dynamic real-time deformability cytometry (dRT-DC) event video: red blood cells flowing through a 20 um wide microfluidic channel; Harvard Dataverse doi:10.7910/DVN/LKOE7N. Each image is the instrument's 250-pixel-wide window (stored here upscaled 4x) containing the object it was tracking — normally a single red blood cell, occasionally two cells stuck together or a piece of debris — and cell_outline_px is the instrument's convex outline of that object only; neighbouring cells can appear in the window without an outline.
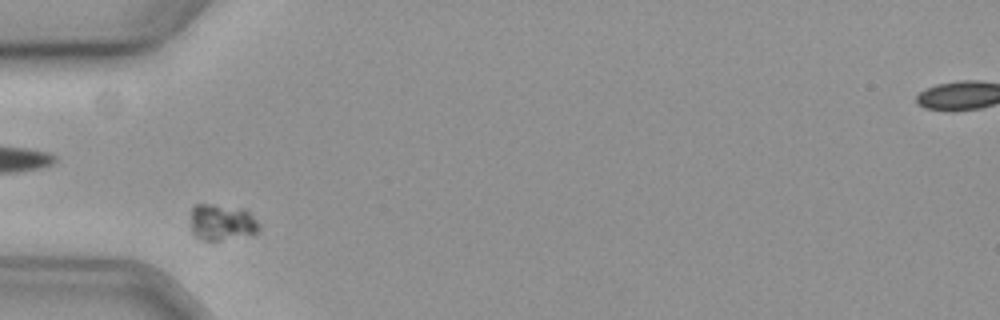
{"species": "common noctule bat (a hibernating species)", "species_latin": "Nyctalus noctula", "temperature_condition": "cold", "stored_images_in_passage": 38, "camera_frame_rate_fps": 3000, "um_per_image_px": 0.085, "animal": {"sex": "female", "body_mass_g": 19.3, "forearm_length_mm": 54.1}, "frame": {"image": 1, "passage_image": 1, "time_ms": 0.0, "image_size_px": [1000, 320], "cell_outline_px": [[260, 232], [252, 236], [220, 240], [204, 240], [196, 236], [192, 232], [192, 208], [196, 204], [212, 204], [244, 208], [260, 224]], "centroid_in_image_um": [18.93, 18.91], "position_along_channel_um": 66.1, "area_um2": 14.68}}
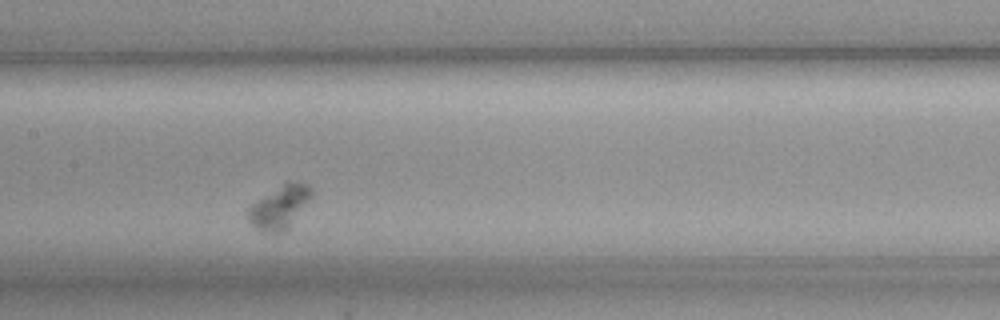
{"frame": {"image": 2, "passage_image": 12, "time_ms": 3.667, "image_size_px": [1000, 320], "cell_outline_px": [[316, 192], [288, 228], [284, 232], [260, 232], [248, 220], [248, 208], [252, 204], [264, 196], [284, 184], [308, 184]], "centroid_in_image_um": [23.78, 17.65], "position_along_channel_um": 183.6, "area_um2": 15.43}}
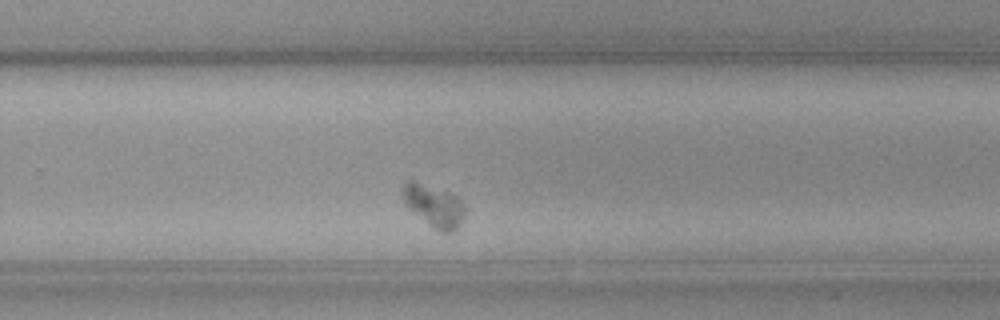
{"frame": {"image": 3, "passage_image": 22, "time_ms": 7.0, "image_size_px": [1000, 320], "cell_outline_px": [[468, 208], [464, 216], [456, 228], [452, 232], [440, 232], [428, 224], [408, 208], [404, 204], [404, 180], [412, 180], [452, 192]], "centroid_in_image_um": [36.92, 17.47], "position_along_channel_um": 292.9, "area_um2": 15.37}}